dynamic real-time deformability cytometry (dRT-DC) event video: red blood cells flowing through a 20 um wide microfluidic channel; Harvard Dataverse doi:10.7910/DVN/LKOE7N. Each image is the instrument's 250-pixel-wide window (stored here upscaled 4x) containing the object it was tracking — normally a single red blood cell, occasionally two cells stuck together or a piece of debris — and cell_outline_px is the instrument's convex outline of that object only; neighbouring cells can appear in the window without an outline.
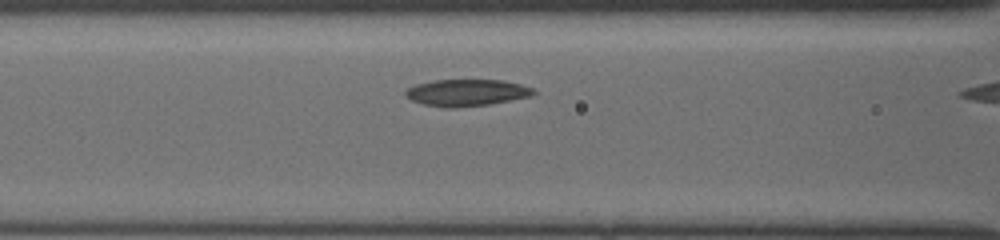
{"species": "common noctule bat (a hibernating species)", "species_latin": "Nyctalus noctula", "temperature_condition": "cold", "stored_images_in_passage": 16, "camera_frame_rate_fps": 3000, "um_per_image_px": 0.085, "animal": {"sex": "female", "body_mass_g": 19.5, "forearm_length_mm": 54.1}, "frame": {"image": 1, "passage_image": 14, "time_ms": 2.667, "image_size_px": [1000, 240], "cell_outline_px": [[536, 92], [528, 96], [488, 104], [452, 108], [448, 108], [424, 104], [412, 100], [404, 92], [408, 88], [416, 84], [432, 80], [504, 80], [520, 84], [532, 88]], "centroid_in_image_um": [39.63, 7.86], "position_along_channel_um": 127.0, "area_um2": 19.59}}